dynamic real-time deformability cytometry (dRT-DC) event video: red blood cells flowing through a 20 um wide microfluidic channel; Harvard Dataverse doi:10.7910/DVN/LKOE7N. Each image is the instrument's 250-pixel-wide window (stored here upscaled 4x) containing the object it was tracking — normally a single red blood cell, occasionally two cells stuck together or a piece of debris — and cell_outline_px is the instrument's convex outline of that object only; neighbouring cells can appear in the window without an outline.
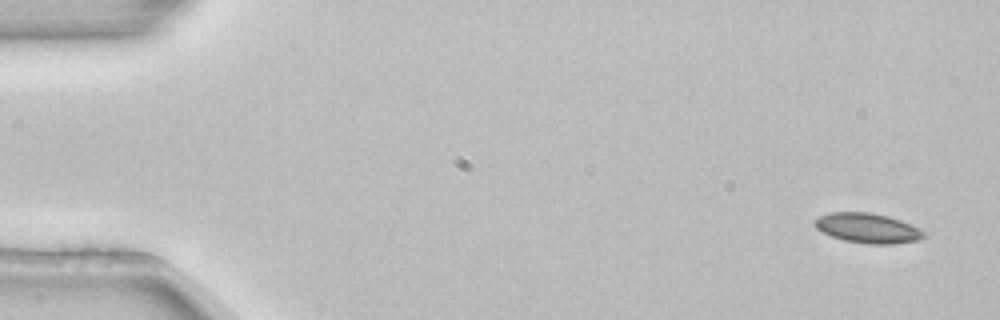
{"species": "common noctule bat (a hibernating species)", "species_latin": "Nyctalus noctula", "temperature_condition": "room temperature", "stored_images_in_passage": 4, "camera_frame_rate_fps": 3000, "um_per_image_px": 0.085, "animal": {"sex": "female", "body_mass_g": 22.7, "forearm_length_mm": 54.2}, "frame": {"image": 1, "passage_image": 1, "time_ms": 0.0, "image_size_px": [1000, 320], "cell_outline_px": [[928, 232], [920, 240], [892, 244], [868, 244], [844, 240], [832, 236], [816, 228], [816, 220], [820, 216], [828, 212], [868, 212], [888, 216], [900, 220]], "centroid_in_image_um": [73.8, 19.39], "position_along_channel_um": 11.2, "area_um2": 18.84}}
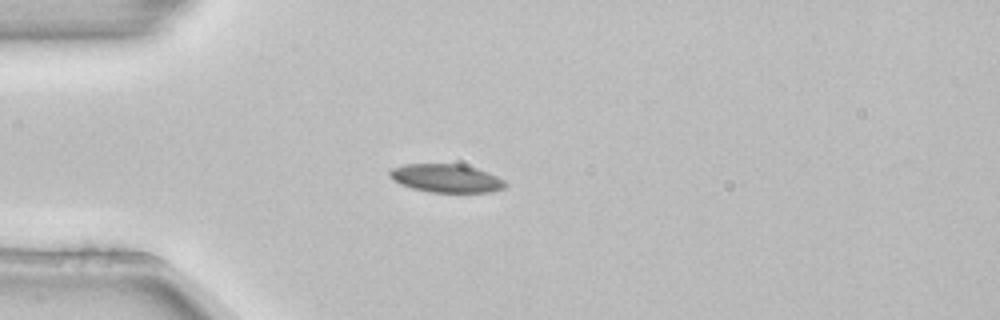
{"frame": {"image": 2, "passage_image": 4, "time_ms": 1.0, "image_size_px": [1000, 320], "cell_outline_px": [[508, 184], [504, 188], [492, 192], [428, 192], [412, 188], [400, 184], [392, 180], [388, 176], [388, 172], [392, 168], [404, 164], [460, 164], [476, 168], [488, 172], [504, 180]], "centroid_in_image_um": [37.91, 15.15], "position_along_channel_um": 47.1, "area_um2": 19.19}}